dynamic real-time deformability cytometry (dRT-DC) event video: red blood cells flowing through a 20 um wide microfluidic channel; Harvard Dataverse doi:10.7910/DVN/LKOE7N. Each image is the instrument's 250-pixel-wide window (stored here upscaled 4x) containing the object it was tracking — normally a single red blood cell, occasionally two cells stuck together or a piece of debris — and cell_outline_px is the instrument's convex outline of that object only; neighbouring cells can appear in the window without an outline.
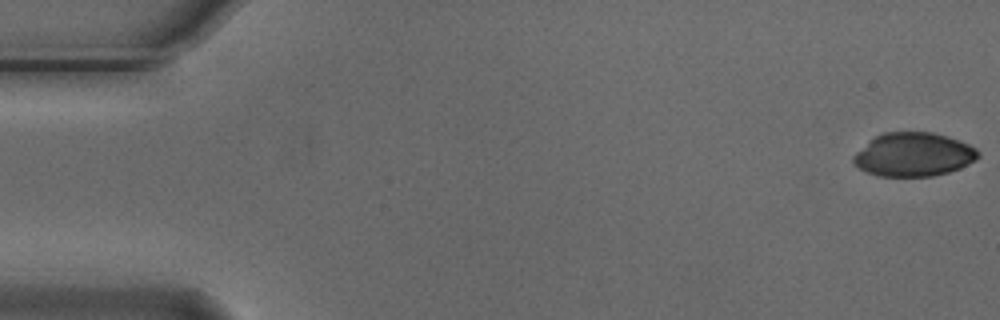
{"species": "Egyptian fruit bat (a non-hibernating species)", "species_latin": "Rousettus aegyptiacus", "temperature_condition": "cold", "stored_images_in_passage": 5, "segment_of_instrument_passage": [1, 2], "camera_frame_rate_fps": 3000, "um_per_image_px": 0.085, "animal": {"sex": "male"}, "frame": {"image": 1, "passage_image": 1, "time_ms": 0.0, "image_size_px": [1000, 320], "cell_outline_px": [[980, 156], [976, 160], [960, 168], [948, 172], [932, 176], [876, 176], [852, 164], [852, 156], [856, 152], [876, 136], [884, 132], [932, 132], [948, 136], [968, 144], [976, 148], [980, 152]], "centroid_in_image_um": [77.66, 13.14], "position_along_channel_um": 7.3, "area_um2": 31.79}}